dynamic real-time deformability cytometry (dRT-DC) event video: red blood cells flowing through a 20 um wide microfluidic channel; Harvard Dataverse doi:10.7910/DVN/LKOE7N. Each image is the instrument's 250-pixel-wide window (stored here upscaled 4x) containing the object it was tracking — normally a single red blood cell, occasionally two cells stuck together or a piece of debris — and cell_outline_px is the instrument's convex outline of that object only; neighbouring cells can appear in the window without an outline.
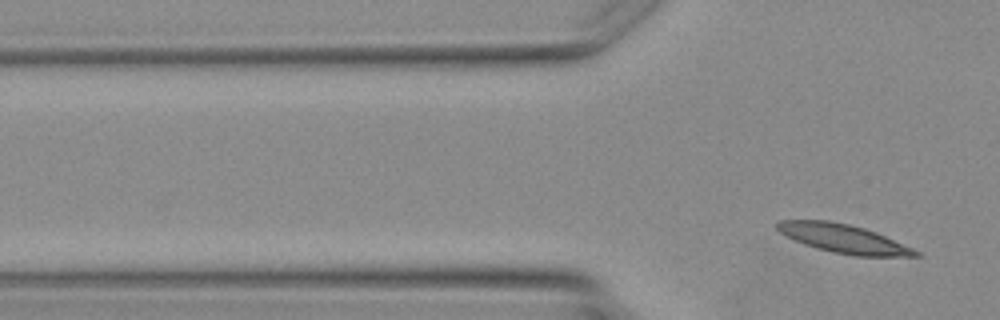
{"species": "Egyptian fruit bat (a non-hibernating species)", "species_latin": "Rousettus aegyptiacus", "temperature_condition": "warm", "stored_images_in_passage": 2, "camera_frame_rate_fps": 3000, "um_per_image_px": 0.085, "animal": {"sex": "female"}, "frame": {"image": 1, "passage_image": 2, "time_ms": 1.333, "image_size_px": [1000, 320], "cell_outline_px": [[920, 256], [856, 256], [832, 252], [816, 248], [804, 244], [780, 232], [772, 224], [780, 220], [828, 220], [848, 224], [864, 228], [876, 232], [912, 248], [920, 252]], "centroid_in_image_um": [71.66, 20.27], "position_along_channel_um": 54.1, "area_um2": 22.95}}